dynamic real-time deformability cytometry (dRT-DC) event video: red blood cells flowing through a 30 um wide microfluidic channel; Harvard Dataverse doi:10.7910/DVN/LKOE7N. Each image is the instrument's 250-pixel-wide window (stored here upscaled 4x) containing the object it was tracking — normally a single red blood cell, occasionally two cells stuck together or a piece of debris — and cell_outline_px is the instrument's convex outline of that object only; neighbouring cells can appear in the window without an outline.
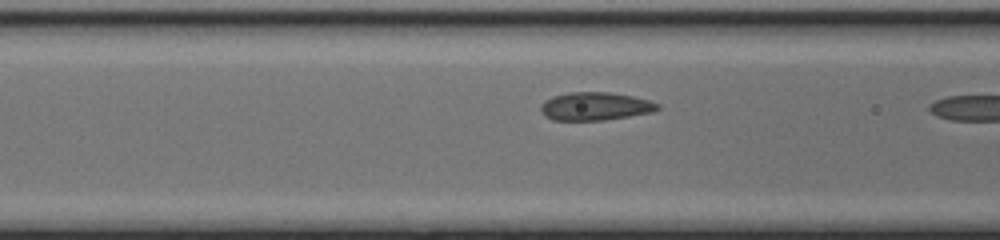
{"species": "common noctule bat (a hibernating species)", "species_latin": "Nyctalus noctula", "temperature_condition": "cold", "stored_images_in_passage": 11, "camera_frame_rate_fps": 3000, "um_per_image_px": 0.085, "animal": {"sex": "female", "body_mass_g": 17.0, "forearm_length_mm": 48.0}, "frame": {"image": 1, "passage_image": 10, "time_ms": 3.0, "image_size_px": [1000, 240], "cell_outline_px": [[660, 108], [652, 112], [604, 120], [552, 120], [544, 116], [540, 112], [540, 104], [544, 100], [552, 96], [568, 92], [608, 92], [632, 96], [648, 100], [660, 104]], "centroid_in_image_um": [50.54, 9.03], "position_along_channel_um": 116.1, "area_um2": 19.25}}